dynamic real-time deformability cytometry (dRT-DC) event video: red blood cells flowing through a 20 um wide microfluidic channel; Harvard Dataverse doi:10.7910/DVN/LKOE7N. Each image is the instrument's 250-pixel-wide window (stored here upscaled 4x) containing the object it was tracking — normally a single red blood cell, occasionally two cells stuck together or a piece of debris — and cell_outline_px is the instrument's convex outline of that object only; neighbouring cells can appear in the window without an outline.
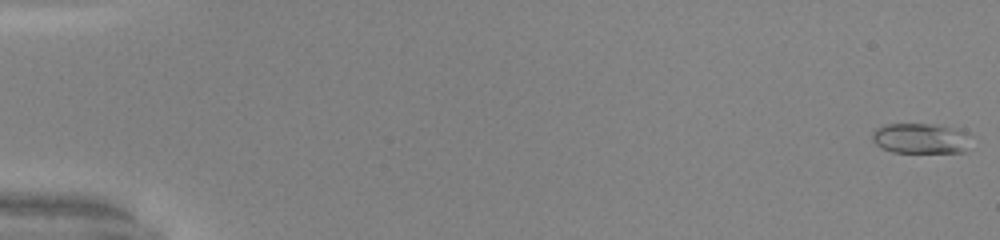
{"species": "common noctule bat (a hibernating species)", "species_latin": "Nyctalus noctula", "temperature_condition": "warm", "stored_images_in_passage": 52, "camera_frame_rate_fps": 3000, "um_per_image_px": 0.085, "animal": {"sex": "male", "body_mass_g": 20.0, "forearm_length_mm": 53.3}, "frame": {"image": 1, "passage_image": 1, "time_ms": 0.0, "image_size_px": [1000, 240], "cell_outline_px": [[968, 132], [964, 152], [892, 152], [880, 148], [872, 140], [872, 132], [876, 128], [888, 124], [936, 124]], "centroid_in_image_um": [78.17, 11.76], "position_along_channel_um": 6.8, "area_um2": 17.22}}
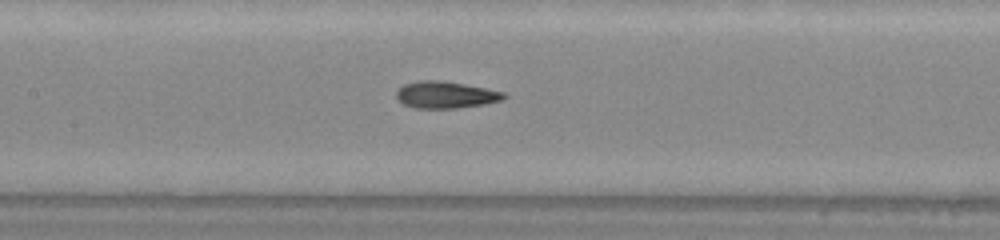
{"frame": {"image": 2, "passage_image": 26, "time_ms": 8.333, "image_size_px": [1000, 240], "cell_outline_px": [[508, 96], [500, 100], [484, 104], [456, 108], [416, 108], [404, 104], [396, 96], [396, 92], [404, 84], [420, 80], [440, 80], [488, 88], [504, 92]], "centroid_in_image_um": [37.9, 8.05], "position_along_channel_um": 169.5, "area_um2": 16.7}}
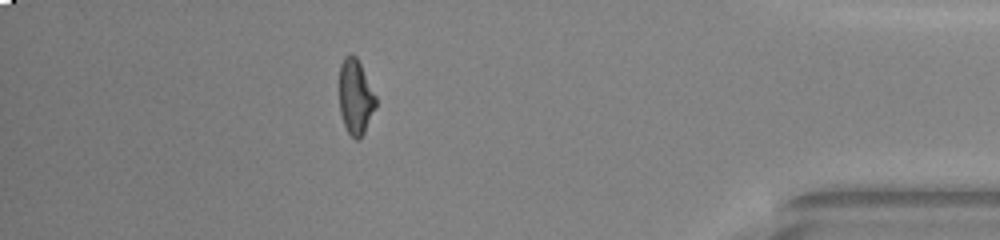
{"frame": {"image": 3, "passage_image": 46, "time_ms": 15.0, "image_size_px": [1000, 240], "cell_outline_px": [[376, 108], [360, 140], [356, 140], [348, 132], [344, 124], [340, 112], [340, 64], [344, 56], [356, 56], [376, 96]], "centroid_in_image_um": [30.23, 8.27], "position_along_channel_um": 405.0, "area_um2": 15.78}, "authors_computed_cell_mechanics": {"area_um2": 16.473, "velocity_mm_per_s": 4.1264, "shape_relaxation_time_tau1_ms": null, "shape_relaxation_time_tau2_ms": 1.211, "deformation_change_tau1": null, "deformation_change_tau2": 0.077}}